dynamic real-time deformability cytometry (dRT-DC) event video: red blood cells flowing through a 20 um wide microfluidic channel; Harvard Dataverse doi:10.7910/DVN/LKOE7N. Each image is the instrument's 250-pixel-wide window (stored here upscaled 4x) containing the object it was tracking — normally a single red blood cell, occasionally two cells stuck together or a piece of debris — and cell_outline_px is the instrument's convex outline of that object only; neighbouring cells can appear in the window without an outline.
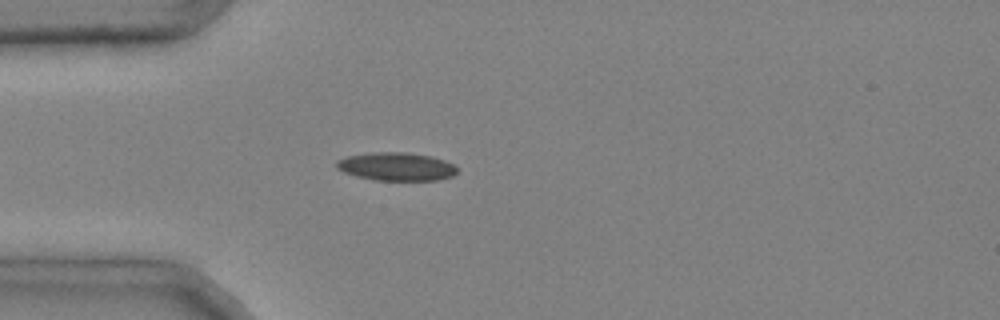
{"species": "common noctule bat (a hibernating species)", "species_latin": "Nyctalus noctula", "temperature_condition": "cold", "stored_images_in_passage": 41, "camera_frame_rate_fps": 3000, "um_per_image_px": 0.085, "animal": {"sex": "male", "body_mass_g": 20.4}, "frame": {"image": 1, "passage_image": 7, "time_ms": 2.0, "image_size_px": [1000, 320], "cell_outline_px": [[456, 172], [452, 176], [436, 180], [376, 180], [356, 176], [344, 172], [336, 168], [336, 160], [348, 156], [372, 152], [404, 152], [432, 156], [444, 160], [452, 164], [456, 168]], "centroid_in_image_um": [33.66, 14.15], "position_along_channel_um": 51.3, "area_um2": 19.71}}
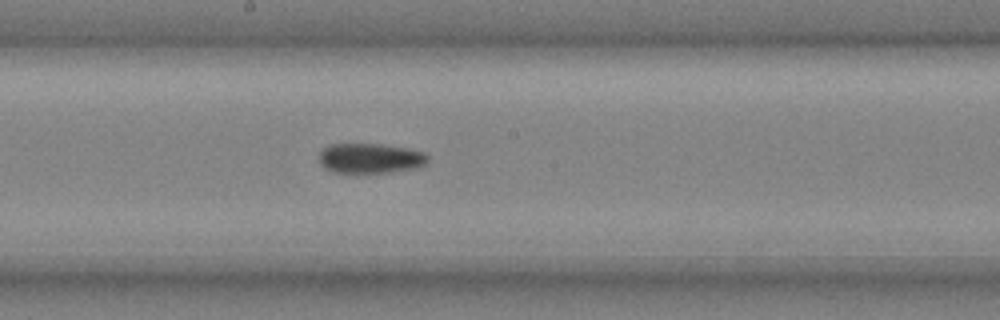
{"frame": {"image": 2, "passage_image": 20, "time_ms": 6.333, "image_size_px": [1000, 320], "cell_outline_px": [[428, 160], [424, 164], [416, 168], [388, 172], [332, 172], [324, 168], [320, 164], [320, 152], [328, 144], [380, 144], [404, 148], [424, 152], [428, 156]], "centroid_in_image_um": [31.44, 13.45], "position_along_channel_um": 216.8, "area_um2": 18.79}}
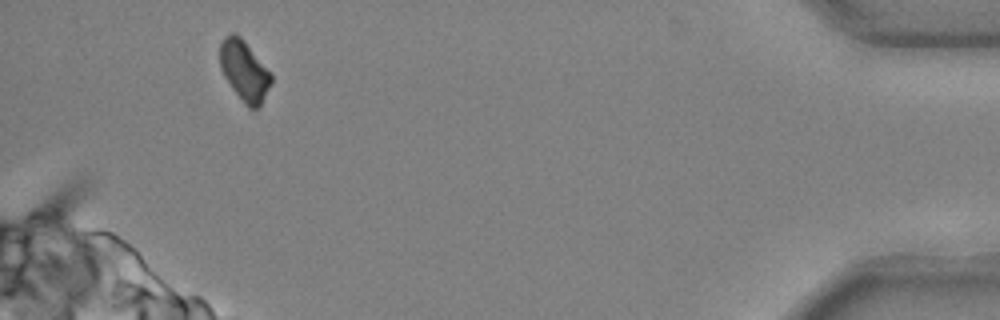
{"frame": {"image": 3, "passage_image": 39, "time_ms": 12.667, "image_size_px": [1000, 320], "cell_outline_px": [[272, 84], [260, 104], [256, 108], [248, 108], [244, 104], [232, 88], [224, 76], [220, 68], [220, 44], [224, 36], [232, 32], [240, 36], [244, 40], [272, 72]], "centroid_in_image_um": [20.78, 5.99], "position_along_channel_um": 414.4, "area_um2": 18.15}, "authors_computed_cell_mechanics": {"area_um2": 19.1896, "velocity_mm_per_s": 4.0077, "shape_relaxation_time_tau1_ms": null, "shape_relaxation_time_tau2_ms": 5.7806, "deformation_change_tau1": null, "deformation_change_tau2": 0.1071}}